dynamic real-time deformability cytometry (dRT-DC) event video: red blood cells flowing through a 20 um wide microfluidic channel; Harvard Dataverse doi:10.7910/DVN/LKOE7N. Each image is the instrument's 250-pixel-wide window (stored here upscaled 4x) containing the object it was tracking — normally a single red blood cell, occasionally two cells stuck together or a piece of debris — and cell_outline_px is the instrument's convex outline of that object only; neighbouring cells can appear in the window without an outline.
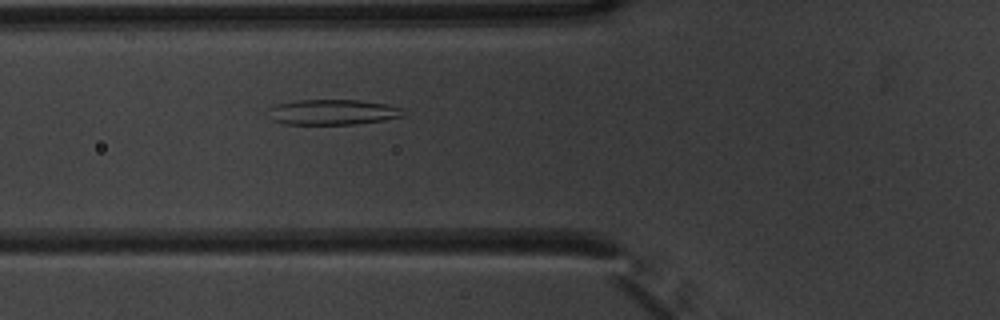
{"species": "common noctule bat (a hibernating species)", "species_latin": "Nyctalus noctula", "temperature_condition": "warm", "stored_images_in_passage": 42, "camera_frame_rate_fps": 3000, "um_per_image_px": 0.085, "animal": {"sex": "male", "body_mass_g": 20.1, "forearm_length_mm": 53.5}, "frame": {"image": 1, "passage_image": 9, "time_ms": 2.667, "image_size_px": [1000, 320], "cell_outline_px": [[404, 116], [384, 120], [352, 124], [284, 124], [272, 120], [264, 112], [268, 108], [276, 104], [296, 100], [360, 100], [384, 104], [400, 108]], "centroid_in_image_um": [28.16, 9.53], "position_along_channel_um": 97.6, "area_um2": 20.0}}
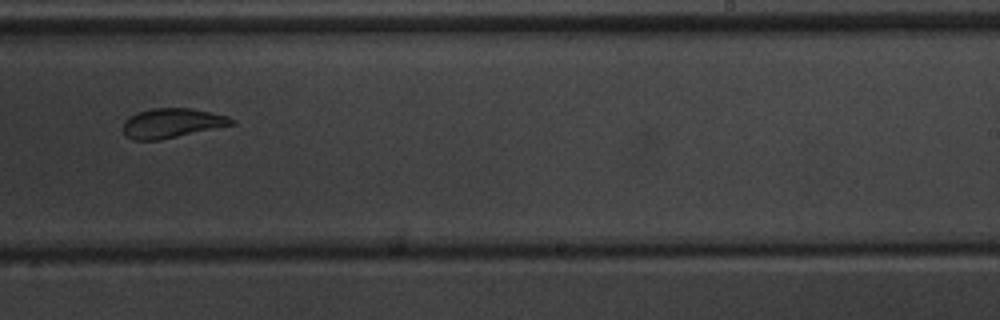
{"frame": {"image": 2, "passage_image": 23, "time_ms": 7.333, "image_size_px": [1000, 320], "cell_outline_px": [[236, 124], [160, 140], [132, 140], [124, 136], [124, 120], [128, 116], [136, 112], [152, 108], [188, 108], [228, 116], [236, 120]], "centroid_in_image_um": [14.59, 10.47], "position_along_channel_um": 274.4, "area_um2": 18.79}}
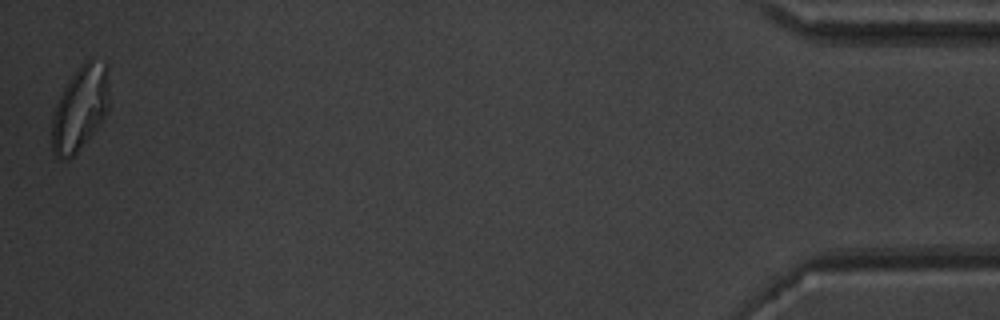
{"frame": {"image": 3, "passage_image": 42, "time_ms": 13.667, "image_size_px": [1000, 320], "cell_outline_px": [[108, 108], [104, 116], [96, 128], [76, 152], [68, 160], [60, 160], [52, 152], [52, 116], [56, 104], [68, 80], [80, 64], [84, 60], [92, 56], [108, 64]], "centroid_in_image_um": [6.8, 9.15], "position_along_channel_um": 428.4, "area_um2": 28.32}, "authors_computed_cell_mechanics": {"area_um2": 20.1144, "velocity_mm_per_s": 3.7876, "shape_relaxation_time_tau1_ms": 7.6835, "shape_relaxation_time_tau2_ms": 1.3763, "deformation_change_tau1": 0.2129, "deformation_change_tau2": 0.0733}}